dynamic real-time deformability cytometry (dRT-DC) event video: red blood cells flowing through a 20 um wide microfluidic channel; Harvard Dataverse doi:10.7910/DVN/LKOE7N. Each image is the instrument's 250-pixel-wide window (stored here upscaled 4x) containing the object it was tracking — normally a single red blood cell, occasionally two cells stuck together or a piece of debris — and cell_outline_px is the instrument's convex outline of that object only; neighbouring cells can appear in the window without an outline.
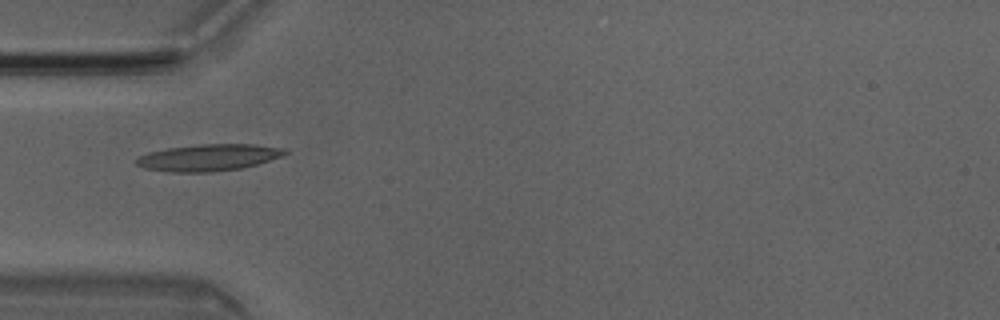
{"species": "Egyptian fruit bat (a non-hibernating species)", "species_latin": "Rousettus aegyptiacus", "temperature_condition": "room temperature", "stored_images_in_passage": 4, "camera_frame_rate_fps": 3000, "um_per_image_px": 0.085, "animal": {"sex": "male"}, "frame": {"image": 1, "passage_image": 4, "time_ms": 1.0, "image_size_px": [1000, 320], "cell_outline_px": [[288, 152], [284, 156], [256, 164], [240, 168], [212, 172], [172, 172], [144, 168], [136, 164], [132, 160], [148, 152], [168, 148], [200, 144], [252, 144], [284, 148]], "centroid_in_image_um": [17.71, 13.39], "position_along_channel_um": 67.3, "area_um2": 23.12}}